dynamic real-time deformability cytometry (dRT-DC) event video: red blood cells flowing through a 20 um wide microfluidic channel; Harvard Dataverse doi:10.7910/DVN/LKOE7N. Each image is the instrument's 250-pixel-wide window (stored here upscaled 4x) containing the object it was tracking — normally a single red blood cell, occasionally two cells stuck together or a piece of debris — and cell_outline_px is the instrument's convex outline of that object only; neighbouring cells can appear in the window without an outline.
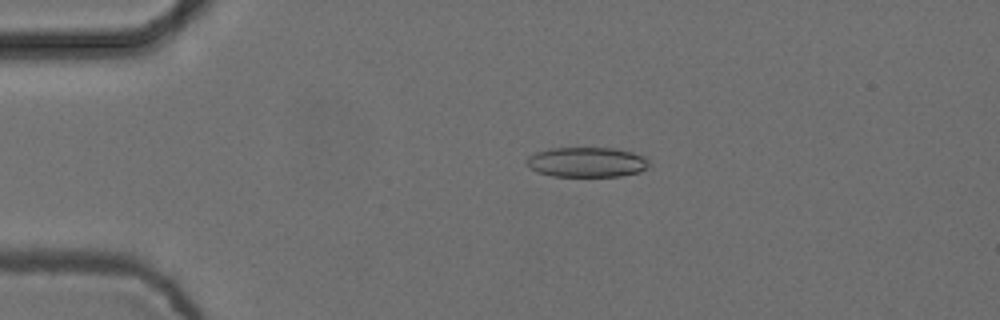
{"species": "common noctule bat (a hibernating species)", "species_latin": "Nyctalus noctula", "temperature_condition": "cold", "stored_images_in_passage": 55, "camera_frame_rate_fps": 3000, "um_per_image_px": 0.085, "animal": {"sex": "female", "body_mass_g": 24.6, "forearm_length_mm": 56.2}, "frame": {"image": 1, "passage_image": 12, "time_ms": 3.667, "image_size_px": [1000, 320], "cell_outline_px": [[648, 168], [640, 172], [620, 176], [552, 176], [536, 172], [528, 168], [528, 156], [536, 152], [548, 148], [616, 148], [648, 156]], "centroid_in_image_um": [49.9, 13.78], "position_along_channel_um": 35.1, "area_um2": 21.62}}
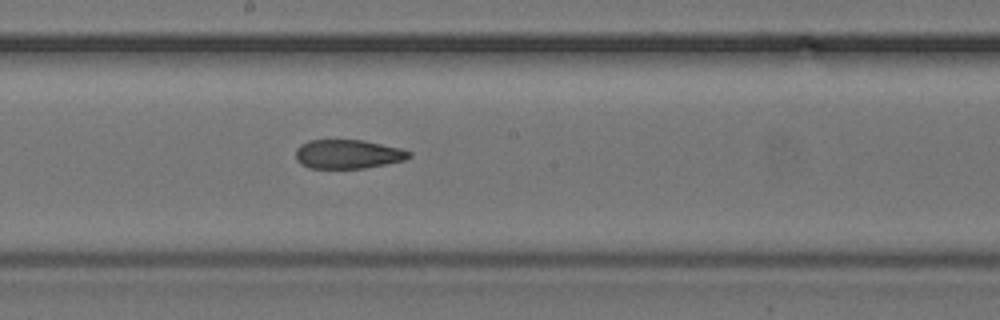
{"frame": {"image": 2, "passage_image": 30, "time_ms": 9.667, "image_size_px": [1000, 320], "cell_outline_px": [[412, 156], [404, 160], [364, 168], [308, 168], [300, 164], [296, 160], [296, 148], [300, 144], [308, 140], [364, 140], [400, 148], [412, 152]], "centroid_in_image_um": [29.55, 13.1], "position_along_channel_um": 218.7, "area_um2": 19.25}}
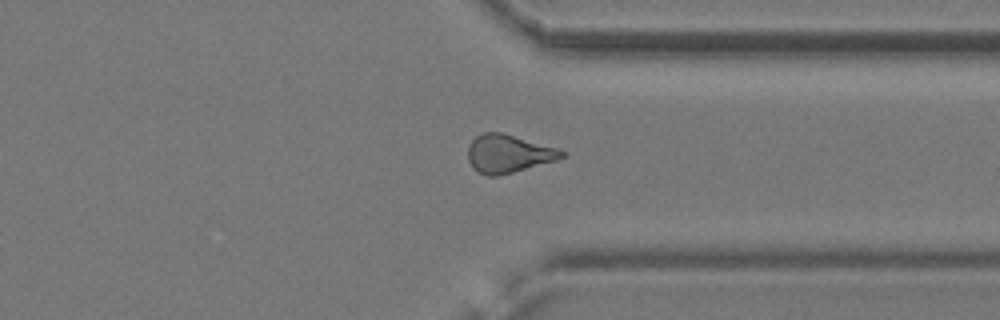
{"frame": {"image": 3, "passage_image": 42, "time_ms": 13.667, "image_size_px": [1000, 320], "cell_outline_px": [[568, 152], [564, 156], [556, 160], [512, 172], [496, 176], [488, 176], [476, 172], [472, 168], [468, 160], [468, 148], [472, 140], [476, 136], [484, 132], [504, 132], [556, 148]], "centroid_in_image_um": [43.18, 13.06], "position_along_channel_um": 368.2, "area_um2": 20.81}, "authors_computed_cell_mechanics": {"area_um2": 20.808, "velocity_mm_per_s": 3.756, "shape_relaxation_time_tau1_ms": null, "shape_relaxation_time_tau2_ms": 3.1359, "deformation_change_tau1": null, "deformation_change_tau2": 0.0978}}